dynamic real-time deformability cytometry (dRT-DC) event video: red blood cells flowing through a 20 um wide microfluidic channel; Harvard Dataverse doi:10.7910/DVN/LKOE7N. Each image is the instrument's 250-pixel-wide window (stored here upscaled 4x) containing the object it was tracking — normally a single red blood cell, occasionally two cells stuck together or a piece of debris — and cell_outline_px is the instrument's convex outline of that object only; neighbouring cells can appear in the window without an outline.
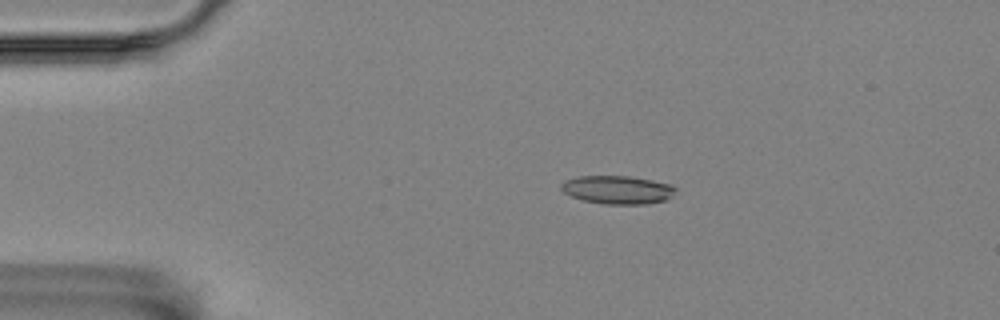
{"species": "Egyptian fruit bat (a non-hibernating species)", "species_latin": "Rousettus aegyptiacus", "temperature_condition": "room temperature", "stored_images_in_passage": 9, "camera_frame_rate_fps": 3000, "um_per_image_px": 0.085, "animal": {"sex": "female"}, "frame": {"image": 1, "passage_image": 3, "time_ms": 0.667, "image_size_px": [1000, 320], "cell_outline_px": [[676, 188], [668, 200], [648, 204], [604, 204], [584, 200], [572, 196], [564, 192], [560, 188], [560, 184], [564, 180], [576, 176], [632, 176], [672, 184]], "centroid_in_image_um": [52.49, 16.12], "position_along_channel_um": 32.5, "area_um2": 19.02}}
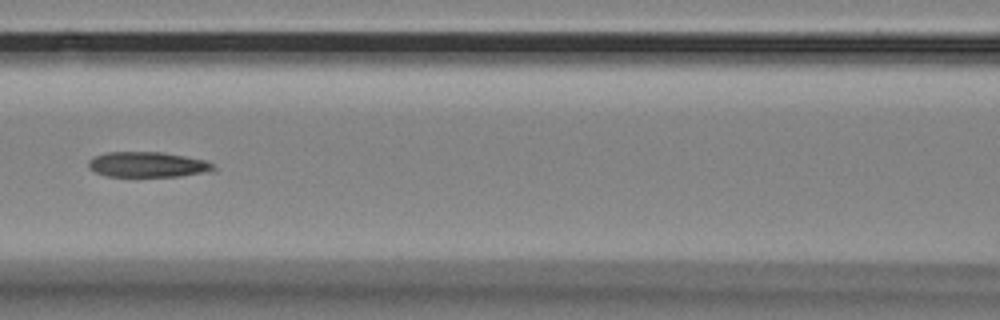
{"frame": {"image": 2, "passage_image": 7, "time_ms": 2.0, "image_size_px": [1000, 320], "cell_outline_px": [[216, 172], [180, 176], [104, 176], [88, 168], [88, 160], [96, 156], [108, 152], [160, 152], [184, 156], [204, 160], [212, 164], [216, 168]], "centroid_in_image_um": [12.58, 14.0], "position_along_channel_um": 154.0, "area_um2": 18.5}}
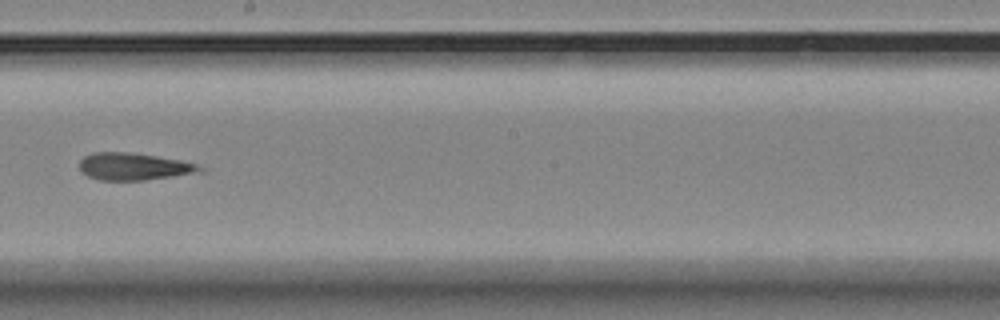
{"frame": {"image": 3, "passage_image": 9, "time_ms": 2.667, "image_size_px": [1000, 320], "cell_outline_px": [[204, 172], [144, 180], [100, 180], [88, 176], [80, 172], [80, 160], [84, 156], [92, 152], [128, 152], [156, 156], [180, 160], [196, 164], [204, 168]], "centroid_in_image_um": [11.37, 14.16], "position_along_channel_um": 236.8, "area_um2": 19.13}}